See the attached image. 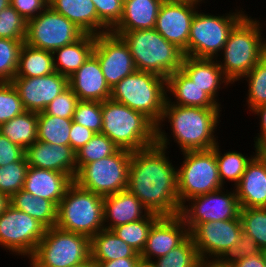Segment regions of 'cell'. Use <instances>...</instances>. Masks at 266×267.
Masks as SVG:
<instances>
[{
	"instance_id": "obj_1",
	"label": "cell",
	"mask_w": 266,
	"mask_h": 267,
	"mask_svg": "<svg viewBox=\"0 0 266 267\" xmlns=\"http://www.w3.org/2000/svg\"><path fill=\"white\" fill-rule=\"evenodd\" d=\"M168 152L157 144L134 151L129 167L127 190L150 213L159 216L179 215L181 211L177 166L170 160Z\"/></svg>"
},
{
	"instance_id": "obj_2",
	"label": "cell",
	"mask_w": 266,
	"mask_h": 267,
	"mask_svg": "<svg viewBox=\"0 0 266 267\" xmlns=\"http://www.w3.org/2000/svg\"><path fill=\"white\" fill-rule=\"evenodd\" d=\"M221 112L222 108L179 106L166 100L161 120L156 125V144L169 149L173 140L182 153L211 150L218 143L216 131L222 122ZM165 122H170V135L164 130Z\"/></svg>"
},
{
	"instance_id": "obj_3",
	"label": "cell",
	"mask_w": 266,
	"mask_h": 267,
	"mask_svg": "<svg viewBox=\"0 0 266 267\" xmlns=\"http://www.w3.org/2000/svg\"><path fill=\"white\" fill-rule=\"evenodd\" d=\"M265 25L258 17L246 14L230 31L216 60L233 85L266 56V38L262 32Z\"/></svg>"
},
{
	"instance_id": "obj_4",
	"label": "cell",
	"mask_w": 266,
	"mask_h": 267,
	"mask_svg": "<svg viewBox=\"0 0 266 267\" xmlns=\"http://www.w3.org/2000/svg\"><path fill=\"white\" fill-rule=\"evenodd\" d=\"M101 133L120 149L131 152L156 144V125L144 114L111 98L102 102Z\"/></svg>"
},
{
	"instance_id": "obj_5",
	"label": "cell",
	"mask_w": 266,
	"mask_h": 267,
	"mask_svg": "<svg viewBox=\"0 0 266 267\" xmlns=\"http://www.w3.org/2000/svg\"><path fill=\"white\" fill-rule=\"evenodd\" d=\"M128 45L137 71L151 72L165 79L181 69L184 53L153 29L112 32Z\"/></svg>"
},
{
	"instance_id": "obj_6",
	"label": "cell",
	"mask_w": 266,
	"mask_h": 267,
	"mask_svg": "<svg viewBox=\"0 0 266 267\" xmlns=\"http://www.w3.org/2000/svg\"><path fill=\"white\" fill-rule=\"evenodd\" d=\"M111 99L144 114L157 125L167 100L166 79L151 72L136 70L115 85Z\"/></svg>"
},
{
	"instance_id": "obj_7",
	"label": "cell",
	"mask_w": 266,
	"mask_h": 267,
	"mask_svg": "<svg viewBox=\"0 0 266 267\" xmlns=\"http://www.w3.org/2000/svg\"><path fill=\"white\" fill-rule=\"evenodd\" d=\"M56 227L90 239L104 228L103 196L73 182L57 206Z\"/></svg>"
},
{
	"instance_id": "obj_8",
	"label": "cell",
	"mask_w": 266,
	"mask_h": 267,
	"mask_svg": "<svg viewBox=\"0 0 266 267\" xmlns=\"http://www.w3.org/2000/svg\"><path fill=\"white\" fill-rule=\"evenodd\" d=\"M237 8L235 12L230 10L222 15L202 12L201 9L199 12L197 9L190 28L188 56L217 59L230 31L247 14L243 8Z\"/></svg>"
},
{
	"instance_id": "obj_9",
	"label": "cell",
	"mask_w": 266,
	"mask_h": 267,
	"mask_svg": "<svg viewBox=\"0 0 266 267\" xmlns=\"http://www.w3.org/2000/svg\"><path fill=\"white\" fill-rule=\"evenodd\" d=\"M90 257L89 237L55 226L46 229L45 235L29 258V267H72Z\"/></svg>"
},
{
	"instance_id": "obj_10",
	"label": "cell",
	"mask_w": 266,
	"mask_h": 267,
	"mask_svg": "<svg viewBox=\"0 0 266 267\" xmlns=\"http://www.w3.org/2000/svg\"><path fill=\"white\" fill-rule=\"evenodd\" d=\"M177 166L178 199L182 206L188 199L224 188L216 162V145L211 150L181 153Z\"/></svg>"
},
{
	"instance_id": "obj_11",
	"label": "cell",
	"mask_w": 266,
	"mask_h": 267,
	"mask_svg": "<svg viewBox=\"0 0 266 267\" xmlns=\"http://www.w3.org/2000/svg\"><path fill=\"white\" fill-rule=\"evenodd\" d=\"M131 153L119 149L109 157L86 164L76 173L74 182L103 197L127 190Z\"/></svg>"
},
{
	"instance_id": "obj_12",
	"label": "cell",
	"mask_w": 266,
	"mask_h": 267,
	"mask_svg": "<svg viewBox=\"0 0 266 267\" xmlns=\"http://www.w3.org/2000/svg\"><path fill=\"white\" fill-rule=\"evenodd\" d=\"M46 229L38 220L9 204L0 214V247L17 258L21 255L29 259Z\"/></svg>"
},
{
	"instance_id": "obj_13",
	"label": "cell",
	"mask_w": 266,
	"mask_h": 267,
	"mask_svg": "<svg viewBox=\"0 0 266 267\" xmlns=\"http://www.w3.org/2000/svg\"><path fill=\"white\" fill-rule=\"evenodd\" d=\"M84 34L65 16L48 6L37 17L27 21L24 43L53 53L56 49L80 39Z\"/></svg>"
},
{
	"instance_id": "obj_14",
	"label": "cell",
	"mask_w": 266,
	"mask_h": 267,
	"mask_svg": "<svg viewBox=\"0 0 266 267\" xmlns=\"http://www.w3.org/2000/svg\"><path fill=\"white\" fill-rule=\"evenodd\" d=\"M225 187L188 199L181 206L180 216L189 233L199 224L207 221H223L239 217L240 205L235 189ZM188 205H187V204Z\"/></svg>"
},
{
	"instance_id": "obj_15",
	"label": "cell",
	"mask_w": 266,
	"mask_h": 267,
	"mask_svg": "<svg viewBox=\"0 0 266 267\" xmlns=\"http://www.w3.org/2000/svg\"><path fill=\"white\" fill-rule=\"evenodd\" d=\"M242 233V223L238 217L199 223L189 235L201 260H218L227 249L236 245Z\"/></svg>"
},
{
	"instance_id": "obj_16",
	"label": "cell",
	"mask_w": 266,
	"mask_h": 267,
	"mask_svg": "<svg viewBox=\"0 0 266 267\" xmlns=\"http://www.w3.org/2000/svg\"><path fill=\"white\" fill-rule=\"evenodd\" d=\"M93 54L98 58L104 78L111 89L136 71L128 45L121 36L111 31L95 36Z\"/></svg>"
},
{
	"instance_id": "obj_17",
	"label": "cell",
	"mask_w": 266,
	"mask_h": 267,
	"mask_svg": "<svg viewBox=\"0 0 266 267\" xmlns=\"http://www.w3.org/2000/svg\"><path fill=\"white\" fill-rule=\"evenodd\" d=\"M200 6L187 1L164 0L157 15L154 29L181 49L184 56H188L191 23Z\"/></svg>"
},
{
	"instance_id": "obj_18",
	"label": "cell",
	"mask_w": 266,
	"mask_h": 267,
	"mask_svg": "<svg viewBox=\"0 0 266 267\" xmlns=\"http://www.w3.org/2000/svg\"><path fill=\"white\" fill-rule=\"evenodd\" d=\"M26 111L43 112L68 85V78L53 72L41 77H14L11 81Z\"/></svg>"
},
{
	"instance_id": "obj_19",
	"label": "cell",
	"mask_w": 266,
	"mask_h": 267,
	"mask_svg": "<svg viewBox=\"0 0 266 267\" xmlns=\"http://www.w3.org/2000/svg\"><path fill=\"white\" fill-rule=\"evenodd\" d=\"M188 236V228L180 215L160 216L149 230L141 260L152 262L165 256Z\"/></svg>"
},
{
	"instance_id": "obj_20",
	"label": "cell",
	"mask_w": 266,
	"mask_h": 267,
	"mask_svg": "<svg viewBox=\"0 0 266 267\" xmlns=\"http://www.w3.org/2000/svg\"><path fill=\"white\" fill-rule=\"evenodd\" d=\"M29 166L68 174L73 180L77 173L76 153L71 146L37 140L25 149Z\"/></svg>"
},
{
	"instance_id": "obj_21",
	"label": "cell",
	"mask_w": 266,
	"mask_h": 267,
	"mask_svg": "<svg viewBox=\"0 0 266 267\" xmlns=\"http://www.w3.org/2000/svg\"><path fill=\"white\" fill-rule=\"evenodd\" d=\"M68 85L79 101L103 102L111 98L112 89L106 82L99 60L94 54L68 79Z\"/></svg>"
},
{
	"instance_id": "obj_22",
	"label": "cell",
	"mask_w": 266,
	"mask_h": 267,
	"mask_svg": "<svg viewBox=\"0 0 266 267\" xmlns=\"http://www.w3.org/2000/svg\"><path fill=\"white\" fill-rule=\"evenodd\" d=\"M181 70L194 84L206 92L219 106V92L232 82L224 75L216 59L184 56Z\"/></svg>"
},
{
	"instance_id": "obj_23",
	"label": "cell",
	"mask_w": 266,
	"mask_h": 267,
	"mask_svg": "<svg viewBox=\"0 0 266 267\" xmlns=\"http://www.w3.org/2000/svg\"><path fill=\"white\" fill-rule=\"evenodd\" d=\"M149 213L140 200L128 190L103 197V217L106 230L143 219Z\"/></svg>"
},
{
	"instance_id": "obj_24",
	"label": "cell",
	"mask_w": 266,
	"mask_h": 267,
	"mask_svg": "<svg viewBox=\"0 0 266 267\" xmlns=\"http://www.w3.org/2000/svg\"><path fill=\"white\" fill-rule=\"evenodd\" d=\"M74 180L64 173L29 166L23 190L52 201L58 206Z\"/></svg>"
},
{
	"instance_id": "obj_25",
	"label": "cell",
	"mask_w": 266,
	"mask_h": 267,
	"mask_svg": "<svg viewBox=\"0 0 266 267\" xmlns=\"http://www.w3.org/2000/svg\"><path fill=\"white\" fill-rule=\"evenodd\" d=\"M233 188L240 208L266 207V163L256 155Z\"/></svg>"
},
{
	"instance_id": "obj_26",
	"label": "cell",
	"mask_w": 266,
	"mask_h": 267,
	"mask_svg": "<svg viewBox=\"0 0 266 267\" xmlns=\"http://www.w3.org/2000/svg\"><path fill=\"white\" fill-rule=\"evenodd\" d=\"M166 95L167 101L170 104L201 108H221L206 92L194 84L181 69L167 77Z\"/></svg>"
},
{
	"instance_id": "obj_27",
	"label": "cell",
	"mask_w": 266,
	"mask_h": 267,
	"mask_svg": "<svg viewBox=\"0 0 266 267\" xmlns=\"http://www.w3.org/2000/svg\"><path fill=\"white\" fill-rule=\"evenodd\" d=\"M164 0H123V13L111 32L153 29Z\"/></svg>"
},
{
	"instance_id": "obj_28",
	"label": "cell",
	"mask_w": 266,
	"mask_h": 267,
	"mask_svg": "<svg viewBox=\"0 0 266 267\" xmlns=\"http://www.w3.org/2000/svg\"><path fill=\"white\" fill-rule=\"evenodd\" d=\"M94 44L95 36L84 34L75 42L56 49L53 52L55 71L69 79L93 54Z\"/></svg>"
},
{
	"instance_id": "obj_29",
	"label": "cell",
	"mask_w": 266,
	"mask_h": 267,
	"mask_svg": "<svg viewBox=\"0 0 266 267\" xmlns=\"http://www.w3.org/2000/svg\"><path fill=\"white\" fill-rule=\"evenodd\" d=\"M48 6L85 34L98 35V15L92 0H52Z\"/></svg>"
},
{
	"instance_id": "obj_30",
	"label": "cell",
	"mask_w": 266,
	"mask_h": 267,
	"mask_svg": "<svg viewBox=\"0 0 266 267\" xmlns=\"http://www.w3.org/2000/svg\"><path fill=\"white\" fill-rule=\"evenodd\" d=\"M91 258L94 261H112L118 258L141 257L140 254L112 230L103 229L90 239Z\"/></svg>"
},
{
	"instance_id": "obj_31",
	"label": "cell",
	"mask_w": 266,
	"mask_h": 267,
	"mask_svg": "<svg viewBox=\"0 0 266 267\" xmlns=\"http://www.w3.org/2000/svg\"><path fill=\"white\" fill-rule=\"evenodd\" d=\"M9 202L14 208L38 220L47 229L56 226L57 206L52 201L21 189L9 198Z\"/></svg>"
},
{
	"instance_id": "obj_32",
	"label": "cell",
	"mask_w": 266,
	"mask_h": 267,
	"mask_svg": "<svg viewBox=\"0 0 266 267\" xmlns=\"http://www.w3.org/2000/svg\"><path fill=\"white\" fill-rule=\"evenodd\" d=\"M55 72L53 53L23 43L15 77H41Z\"/></svg>"
},
{
	"instance_id": "obj_33",
	"label": "cell",
	"mask_w": 266,
	"mask_h": 267,
	"mask_svg": "<svg viewBox=\"0 0 266 267\" xmlns=\"http://www.w3.org/2000/svg\"><path fill=\"white\" fill-rule=\"evenodd\" d=\"M38 113L24 111L0 125V133L12 143L26 149L37 141Z\"/></svg>"
},
{
	"instance_id": "obj_34",
	"label": "cell",
	"mask_w": 266,
	"mask_h": 267,
	"mask_svg": "<svg viewBox=\"0 0 266 267\" xmlns=\"http://www.w3.org/2000/svg\"><path fill=\"white\" fill-rule=\"evenodd\" d=\"M216 144V162L218 166L219 178L224 186L229 182H233L234 187L239 183L245 172L247 165L257 155V148L254 145V151L248 157V154H242L236 150L221 152V145ZM222 155V156H221ZM227 182V183H226Z\"/></svg>"
},
{
	"instance_id": "obj_35",
	"label": "cell",
	"mask_w": 266,
	"mask_h": 267,
	"mask_svg": "<svg viewBox=\"0 0 266 267\" xmlns=\"http://www.w3.org/2000/svg\"><path fill=\"white\" fill-rule=\"evenodd\" d=\"M72 118L38 113L37 140L50 144L70 146L69 132Z\"/></svg>"
},
{
	"instance_id": "obj_36",
	"label": "cell",
	"mask_w": 266,
	"mask_h": 267,
	"mask_svg": "<svg viewBox=\"0 0 266 267\" xmlns=\"http://www.w3.org/2000/svg\"><path fill=\"white\" fill-rule=\"evenodd\" d=\"M159 217L157 214L149 213L143 219L116 226L112 231L141 254L145 248L149 230Z\"/></svg>"
},
{
	"instance_id": "obj_37",
	"label": "cell",
	"mask_w": 266,
	"mask_h": 267,
	"mask_svg": "<svg viewBox=\"0 0 266 267\" xmlns=\"http://www.w3.org/2000/svg\"><path fill=\"white\" fill-rule=\"evenodd\" d=\"M119 149L106 135L95 133L84 146L75 152L77 172L86 164L109 157Z\"/></svg>"
},
{
	"instance_id": "obj_38",
	"label": "cell",
	"mask_w": 266,
	"mask_h": 267,
	"mask_svg": "<svg viewBox=\"0 0 266 267\" xmlns=\"http://www.w3.org/2000/svg\"><path fill=\"white\" fill-rule=\"evenodd\" d=\"M245 78V79H244ZM247 81L246 109L249 113L261 105L266 104V56L239 81Z\"/></svg>"
},
{
	"instance_id": "obj_39",
	"label": "cell",
	"mask_w": 266,
	"mask_h": 267,
	"mask_svg": "<svg viewBox=\"0 0 266 267\" xmlns=\"http://www.w3.org/2000/svg\"><path fill=\"white\" fill-rule=\"evenodd\" d=\"M200 261L194 241L189 235L165 256L152 261V264L154 267H199Z\"/></svg>"
},
{
	"instance_id": "obj_40",
	"label": "cell",
	"mask_w": 266,
	"mask_h": 267,
	"mask_svg": "<svg viewBox=\"0 0 266 267\" xmlns=\"http://www.w3.org/2000/svg\"><path fill=\"white\" fill-rule=\"evenodd\" d=\"M243 233L251 236L260 249L266 247V207L240 208Z\"/></svg>"
},
{
	"instance_id": "obj_41",
	"label": "cell",
	"mask_w": 266,
	"mask_h": 267,
	"mask_svg": "<svg viewBox=\"0 0 266 267\" xmlns=\"http://www.w3.org/2000/svg\"><path fill=\"white\" fill-rule=\"evenodd\" d=\"M28 168L26 157L0 167V192L10 198L23 189Z\"/></svg>"
},
{
	"instance_id": "obj_42",
	"label": "cell",
	"mask_w": 266,
	"mask_h": 267,
	"mask_svg": "<svg viewBox=\"0 0 266 267\" xmlns=\"http://www.w3.org/2000/svg\"><path fill=\"white\" fill-rule=\"evenodd\" d=\"M24 41L0 38V82H11L15 77Z\"/></svg>"
},
{
	"instance_id": "obj_43",
	"label": "cell",
	"mask_w": 266,
	"mask_h": 267,
	"mask_svg": "<svg viewBox=\"0 0 266 267\" xmlns=\"http://www.w3.org/2000/svg\"><path fill=\"white\" fill-rule=\"evenodd\" d=\"M27 20L11 5L0 12V38L25 40Z\"/></svg>"
},
{
	"instance_id": "obj_44",
	"label": "cell",
	"mask_w": 266,
	"mask_h": 267,
	"mask_svg": "<svg viewBox=\"0 0 266 267\" xmlns=\"http://www.w3.org/2000/svg\"><path fill=\"white\" fill-rule=\"evenodd\" d=\"M98 15V34L111 31L121 20L123 0H92Z\"/></svg>"
},
{
	"instance_id": "obj_45",
	"label": "cell",
	"mask_w": 266,
	"mask_h": 267,
	"mask_svg": "<svg viewBox=\"0 0 266 267\" xmlns=\"http://www.w3.org/2000/svg\"><path fill=\"white\" fill-rule=\"evenodd\" d=\"M73 121L95 133L102 130V102L79 101L73 114Z\"/></svg>"
},
{
	"instance_id": "obj_46",
	"label": "cell",
	"mask_w": 266,
	"mask_h": 267,
	"mask_svg": "<svg viewBox=\"0 0 266 267\" xmlns=\"http://www.w3.org/2000/svg\"><path fill=\"white\" fill-rule=\"evenodd\" d=\"M26 111L11 82H0V125Z\"/></svg>"
},
{
	"instance_id": "obj_47",
	"label": "cell",
	"mask_w": 266,
	"mask_h": 267,
	"mask_svg": "<svg viewBox=\"0 0 266 267\" xmlns=\"http://www.w3.org/2000/svg\"><path fill=\"white\" fill-rule=\"evenodd\" d=\"M261 252V249L254 241V239L242 233L241 238L236 242V245L227 249L218 261L224 265H233L235 262L244 259L248 256L257 255Z\"/></svg>"
},
{
	"instance_id": "obj_48",
	"label": "cell",
	"mask_w": 266,
	"mask_h": 267,
	"mask_svg": "<svg viewBox=\"0 0 266 267\" xmlns=\"http://www.w3.org/2000/svg\"><path fill=\"white\" fill-rule=\"evenodd\" d=\"M78 102L79 98L68 86L47 105L44 112L57 117L73 118V114Z\"/></svg>"
},
{
	"instance_id": "obj_49",
	"label": "cell",
	"mask_w": 266,
	"mask_h": 267,
	"mask_svg": "<svg viewBox=\"0 0 266 267\" xmlns=\"http://www.w3.org/2000/svg\"><path fill=\"white\" fill-rule=\"evenodd\" d=\"M10 5L29 21L43 12L49 4L45 0H10Z\"/></svg>"
},
{
	"instance_id": "obj_50",
	"label": "cell",
	"mask_w": 266,
	"mask_h": 267,
	"mask_svg": "<svg viewBox=\"0 0 266 267\" xmlns=\"http://www.w3.org/2000/svg\"><path fill=\"white\" fill-rule=\"evenodd\" d=\"M25 157V149L12 143L0 133V167L12 162H18Z\"/></svg>"
},
{
	"instance_id": "obj_51",
	"label": "cell",
	"mask_w": 266,
	"mask_h": 267,
	"mask_svg": "<svg viewBox=\"0 0 266 267\" xmlns=\"http://www.w3.org/2000/svg\"><path fill=\"white\" fill-rule=\"evenodd\" d=\"M94 134L95 132L92 130L73 121L69 132L70 146L76 152L84 146Z\"/></svg>"
},
{
	"instance_id": "obj_52",
	"label": "cell",
	"mask_w": 266,
	"mask_h": 267,
	"mask_svg": "<svg viewBox=\"0 0 266 267\" xmlns=\"http://www.w3.org/2000/svg\"><path fill=\"white\" fill-rule=\"evenodd\" d=\"M251 112L252 113L249 114L258 116L257 118H259L258 120L260 121L259 122L260 126H258L260 127L259 129L260 132L255 134L256 136L253 137L254 138L253 145L257 146L263 139L266 138V104L254 108Z\"/></svg>"
},
{
	"instance_id": "obj_53",
	"label": "cell",
	"mask_w": 266,
	"mask_h": 267,
	"mask_svg": "<svg viewBox=\"0 0 266 267\" xmlns=\"http://www.w3.org/2000/svg\"><path fill=\"white\" fill-rule=\"evenodd\" d=\"M141 257L118 258L112 261H95L98 267H135Z\"/></svg>"
},
{
	"instance_id": "obj_54",
	"label": "cell",
	"mask_w": 266,
	"mask_h": 267,
	"mask_svg": "<svg viewBox=\"0 0 266 267\" xmlns=\"http://www.w3.org/2000/svg\"><path fill=\"white\" fill-rule=\"evenodd\" d=\"M233 267H266L261 252L257 255L248 256L235 262Z\"/></svg>"
},
{
	"instance_id": "obj_55",
	"label": "cell",
	"mask_w": 266,
	"mask_h": 267,
	"mask_svg": "<svg viewBox=\"0 0 266 267\" xmlns=\"http://www.w3.org/2000/svg\"><path fill=\"white\" fill-rule=\"evenodd\" d=\"M199 267H233L232 265H224L218 260H201Z\"/></svg>"
},
{
	"instance_id": "obj_56",
	"label": "cell",
	"mask_w": 266,
	"mask_h": 267,
	"mask_svg": "<svg viewBox=\"0 0 266 267\" xmlns=\"http://www.w3.org/2000/svg\"><path fill=\"white\" fill-rule=\"evenodd\" d=\"M257 155L266 163V138L263 139L257 146Z\"/></svg>"
},
{
	"instance_id": "obj_57",
	"label": "cell",
	"mask_w": 266,
	"mask_h": 267,
	"mask_svg": "<svg viewBox=\"0 0 266 267\" xmlns=\"http://www.w3.org/2000/svg\"><path fill=\"white\" fill-rule=\"evenodd\" d=\"M9 204V197L0 192V214L7 208Z\"/></svg>"
},
{
	"instance_id": "obj_58",
	"label": "cell",
	"mask_w": 266,
	"mask_h": 267,
	"mask_svg": "<svg viewBox=\"0 0 266 267\" xmlns=\"http://www.w3.org/2000/svg\"><path fill=\"white\" fill-rule=\"evenodd\" d=\"M72 267H98V264L90 257L86 261Z\"/></svg>"
},
{
	"instance_id": "obj_59",
	"label": "cell",
	"mask_w": 266,
	"mask_h": 267,
	"mask_svg": "<svg viewBox=\"0 0 266 267\" xmlns=\"http://www.w3.org/2000/svg\"><path fill=\"white\" fill-rule=\"evenodd\" d=\"M135 267H154L152 262L140 260Z\"/></svg>"
},
{
	"instance_id": "obj_60",
	"label": "cell",
	"mask_w": 266,
	"mask_h": 267,
	"mask_svg": "<svg viewBox=\"0 0 266 267\" xmlns=\"http://www.w3.org/2000/svg\"><path fill=\"white\" fill-rule=\"evenodd\" d=\"M169 1H187V2H192L195 4H201L202 3H207L209 0H169Z\"/></svg>"
},
{
	"instance_id": "obj_61",
	"label": "cell",
	"mask_w": 266,
	"mask_h": 267,
	"mask_svg": "<svg viewBox=\"0 0 266 267\" xmlns=\"http://www.w3.org/2000/svg\"><path fill=\"white\" fill-rule=\"evenodd\" d=\"M10 5V0H0V12Z\"/></svg>"
},
{
	"instance_id": "obj_62",
	"label": "cell",
	"mask_w": 266,
	"mask_h": 267,
	"mask_svg": "<svg viewBox=\"0 0 266 267\" xmlns=\"http://www.w3.org/2000/svg\"><path fill=\"white\" fill-rule=\"evenodd\" d=\"M261 254L263 256V259H264V262H265V265H266V247L261 249Z\"/></svg>"
},
{
	"instance_id": "obj_63",
	"label": "cell",
	"mask_w": 266,
	"mask_h": 267,
	"mask_svg": "<svg viewBox=\"0 0 266 267\" xmlns=\"http://www.w3.org/2000/svg\"><path fill=\"white\" fill-rule=\"evenodd\" d=\"M48 4L52 1V0H45Z\"/></svg>"
}]
</instances>
